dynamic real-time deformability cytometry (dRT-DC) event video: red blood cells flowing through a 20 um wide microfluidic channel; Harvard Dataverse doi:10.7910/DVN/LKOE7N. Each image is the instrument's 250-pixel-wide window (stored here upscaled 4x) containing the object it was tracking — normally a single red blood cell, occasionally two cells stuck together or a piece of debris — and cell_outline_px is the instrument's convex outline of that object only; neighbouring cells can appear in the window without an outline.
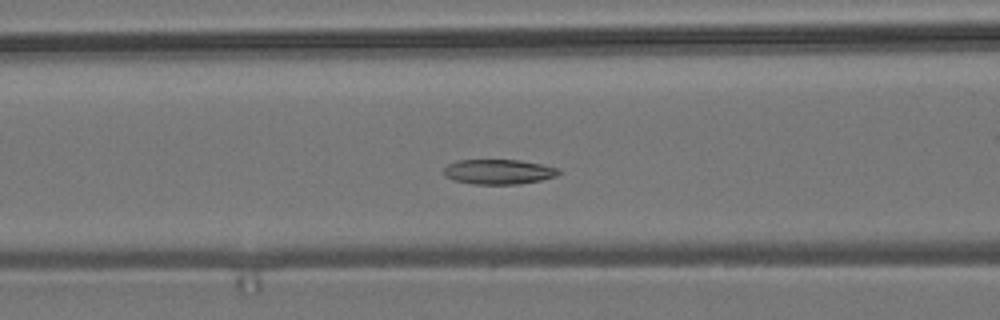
{"species": "common noctule bat (a hibernating species)", "species_latin": "Nyctalus noctula", "temperature_condition": "room temperature", "stored_images_in_passage": 55, "camera_frame_rate_fps": 3000, "um_per_image_px": 0.085, "animal": {"sex": "male", "body_mass_g": 19.2, "forearm_length_mm": 51.8}, "frame": {"image": 1, "passage_image": 21, "time_ms": 6.667, "image_size_px": [1000, 320], "cell_outline_px": [[560, 172], [556, 176], [540, 180], [520, 184], [472, 184], [456, 180], [444, 176], [444, 168], [448, 164], [456, 160], [520, 160], [544, 164], [560, 168]], "centroid_in_image_um": [42.4, 14.59], "position_along_channel_um": 124.2, "area_um2": 16.76}}
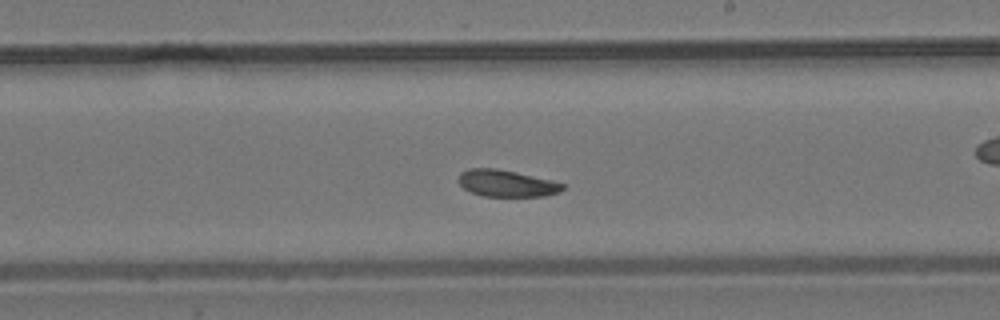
{"frame": {"image": 2, "passage_image": 31, "time_ms": 10.0, "image_size_px": [1000, 320], "cell_outline_px": [[564, 188], [560, 192], [544, 196], [484, 196], [472, 192], [464, 188], [460, 184], [460, 172], [468, 168], [496, 168], [516, 172], [552, 180], [564, 184]], "centroid_in_image_um": [43.08, 15.58], "position_along_channel_um": 245.9, "area_um2": 16.13}}
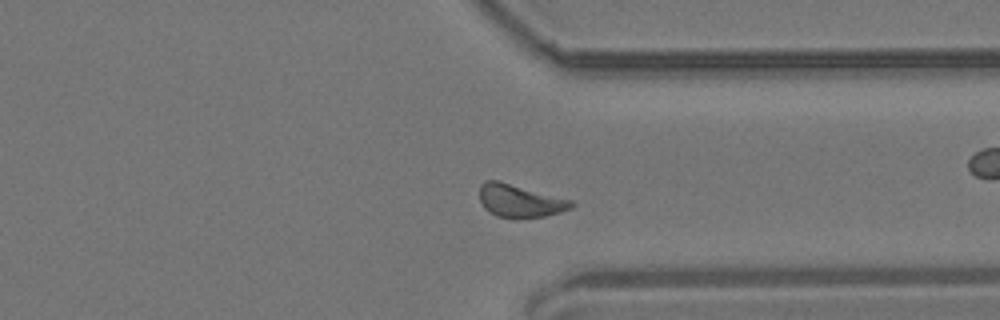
{"frame": {"image": 3, "passage_image": 41, "time_ms": 13.333, "image_size_px": [1000, 320], "cell_outline_px": [[576, 204], [572, 208], [560, 212], [544, 216], [496, 216], [488, 212], [484, 208], [480, 200], [480, 184], [484, 180], [500, 180], [572, 200]], "centroid_in_image_um": [44.18, 17.03], "position_along_channel_um": 367.2, "area_um2": 17.4}, "authors_computed_cell_mechanics": {"area_um2": 17.2244, "velocity_mm_per_s": 3.6559, "shape_relaxation_time_tau1_ms": 5.5402, "shape_relaxation_time_tau2_ms": null, "deformation_change_tau1": 0.1154, "deformation_change_tau2": null}}